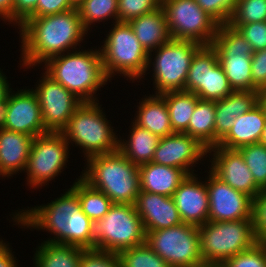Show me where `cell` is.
Listing matches in <instances>:
<instances>
[{
    "label": "cell",
    "instance_id": "obj_1",
    "mask_svg": "<svg viewBox=\"0 0 266 267\" xmlns=\"http://www.w3.org/2000/svg\"><path fill=\"white\" fill-rule=\"evenodd\" d=\"M18 28L22 41L20 63L28 69L77 50L76 46L88 32L82 25L77 7L58 14L29 17Z\"/></svg>",
    "mask_w": 266,
    "mask_h": 267
},
{
    "label": "cell",
    "instance_id": "obj_2",
    "mask_svg": "<svg viewBox=\"0 0 266 267\" xmlns=\"http://www.w3.org/2000/svg\"><path fill=\"white\" fill-rule=\"evenodd\" d=\"M14 214L12 219L21 228L32 227L53 234L54 237L46 240L47 242L91 249L92 220L82 211L78 194L72 188L47 205L35 206Z\"/></svg>",
    "mask_w": 266,
    "mask_h": 267
},
{
    "label": "cell",
    "instance_id": "obj_3",
    "mask_svg": "<svg viewBox=\"0 0 266 267\" xmlns=\"http://www.w3.org/2000/svg\"><path fill=\"white\" fill-rule=\"evenodd\" d=\"M44 68L48 76L83 102H99L95 95L108 82L99 48L66 52L47 60Z\"/></svg>",
    "mask_w": 266,
    "mask_h": 267
},
{
    "label": "cell",
    "instance_id": "obj_4",
    "mask_svg": "<svg viewBox=\"0 0 266 267\" xmlns=\"http://www.w3.org/2000/svg\"><path fill=\"white\" fill-rule=\"evenodd\" d=\"M86 170L80 177L91 187L102 191L113 203L134 205L140 193L139 168L119 150L86 159Z\"/></svg>",
    "mask_w": 266,
    "mask_h": 267
},
{
    "label": "cell",
    "instance_id": "obj_5",
    "mask_svg": "<svg viewBox=\"0 0 266 267\" xmlns=\"http://www.w3.org/2000/svg\"><path fill=\"white\" fill-rule=\"evenodd\" d=\"M112 23L113 27L108 31L102 49L100 48L106 78L110 82L114 75L122 74L132 82L141 80L147 71L149 53L128 22Z\"/></svg>",
    "mask_w": 266,
    "mask_h": 267
},
{
    "label": "cell",
    "instance_id": "obj_6",
    "mask_svg": "<svg viewBox=\"0 0 266 267\" xmlns=\"http://www.w3.org/2000/svg\"><path fill=\"white\" fill-rule=\"evenodd\" d=\"M91 249L119 253L146 242V232L135 205L113 203L108 213L91 222Z\"/></svg>",
    "mask_w": 266,
    "mask_h": 267
},
{
    "label": "cell",
    "instance_id": "obj_7",
    "mask_svg": "<svg viewBox=\"0 0 266 267\" xmlns=\"http://www.w3.org/2000/svg\"><path fill=\"white\" fill-rule=\"evenodd\" d=\"M105 117L98 101L83 102L61 133L69 144L75 143L83 149L86 159L115 152L118 150V134Z\"/></svg>",
    "mask_w": 266,
    "mask_h": 267
},
{
    "label": "cell",
    "instance_id": "obj_8",
    "mask_svg": "<svg viewBox=\"0 0 266 267\" xmlns=\"http://www.w3.org/2000/svg\"><path fill=\"white\" fill-rule=\"evenodd\" d=\"M199 243L203 263L220 267L230 257L251 249L257 243L252 219L208 221L199 226Z\"/></svg>",
    "mask_w": 266,
    "mask_h": 267
},
{
    "label": "cell",
    "instance_id": "obj_9",
    "mask_svg": "<svg viewBox=\"0 0 266 267\" xmlns=\"http://www.w3.org/2000/svg\"><path fill=\"white\" fill-rule=\"evenodd\" d=\"M211 45L233 91H259L251 74L254 51L241 32L229 23L219 24Z\"/></svg>",
    "mask_w": 266,
    "mask_h": 267
},
{
    "label": "cell",
    "instance_id": "obj_10",
    "mask_svg": "<svg viewBox=\"0 0 266 267\" xmlns=\"http://www.w3.org/2000/svg\"><path fill=\"white\" fill-rule=\"evenodd\" d=\"M201 46L194 41L171 38L159 48L149 52L147 71L153 65L155 94L185 90L191 60ZM152 52L155 56L154 62Z\"/></svg>",
    "mask_w": 266,
    "mask_h": 267
},
{
    "label": "cell",
    "instance_id": "obj_11",
    "mask_svg": "<svg viewBox=\"0 0 266 267\" xmlns=\"http://www.w3.org/2000/svg\"><path fill=\"white\" fill-rule=\"evenodd\" d=\"M146 243L171 267L203 264L200 255L199 227L182 223L178 226L149 231Z\"/></svg>",
    "mask_w": 266,
    "mask_h": 267
},
{
    "label": "cell",
    "instance_id": "obj_12",
    "mask_svg": "<svg viewBox=\"0 0 266 267\" xmlns=\"http://www.w3.org/2000/svg\"><path fill=\"white\" fill-rule=\"evenodd\" d=\"M172 39L213 43L218 23L195 0H161Z\"/></svg>",
    "mask_w": 266,
    "mask_h": 267
},
{
    "label": "cell",
    "instance_id": "obj_13",
    "mask_svg": "<svg viewBox=\"0 0 266 267\" xmlns=\"http://www.w3.org/2000/svg\"><path fill=\"white\" fill-rule=\"evenodd\" d=\"M69 143L61 132H48L34 137L25 171L30 188L53 180L63 171L68 161ZM62 170V171H61Z\"/></svg>",
    "mask_w": 266,
    "mask_h": 267
},
{
    "label": "cell",
    "instance_id": "obj_14",
    "mask_svg": "<svg viewBox=\"0 0 266 267\" xmlns=\"http://www.w3.org/2000/svg\"><path fill=\"white\" fill-rule=\"evenodd\" d=\"M185 91L208 101L221 100L233 92L212 45H202L194 54L185 82Z\"/></svg>",
    "mask_w": 266,
    "mask_h": 267
},
{
    "label": "cell",
    "instance_id": "obj_15",
    "mask_svg": "<svg viewBox=\"0 0 266 267\" xmlns=\"http://www.w3.org/2000/svg\"><path fill=\"white\" fill-rule=\"evenodd\" d=\"M43 74L36 89L32 90L38 98L45 129L61 132L83 101L46 73Z\"/></svg>",
    "mask_w": 266,
    "mask_h": 267
},
{
    "label": "cell",
    "instance_id": "obj_16",
    "mask_svg": "<svg viewBox=\"0 0 266 267\" xmlns=\"http://www.w3.org/2000/svg\"><path fill=\"white\" fill-rule=\"evenodd\" d=\"M206 179L209 195L208 221L225 222L252 219L253 199L230 187L218 178L211 170Z\"/></svg>",
    "mask_w": 266,
    "mask_h": 267
},
{
    "label": "cell",
    "instance_id": "obj_17",
    "mask_svg": "<svg viewBox=\"0 0 266 267\" xmlns=\"http://www.w3.org/2000/svg\"><path fill=\"white\" fill-rule=\"evenodd\" d=\"M207 153L208 148L198 139L186 133H173L159 139L152 162L183 169L189 175L194 174L193 167Z\"/></svg>",
    "mask_w": 266,
    "mask_h": 267
},
{
    "label": "cell",
    "instance_id": "obj_18",
    "mask_svg": "<svg viewBox=\"0 0 266 267\" xmlns=\"http://www.w3.org/2000/svg\"><path fill=\"white\" fill-rule=\"evenodd\" d=\"M211 152L210 170L230 187L255 198L262 189L255 183L241 153L219 146L209 148L208 155Z\"/></svg>",
    "mask_w": 266,
    "mask_h": 267
},
{
    "label": "cell",
    "instance_id": "obj_19",
    "mask_svg": "<svg viewBox=\"0 0 266 267\" xmlns=\"http://www.w3.org/2000/svg\"><path fill=\"white\" fill-rule=\"evenodd\" d=\"M14 92V93H13ZM8 94V113L4 129L37 137L48 133L42 120L38 98L32 89Z\"/></svg>",
    "mask_w": 266,
    "mask_h": 267
},
{
    "label": "cell",
    "instance_id": "obj_20",
    "mask_svg": "<svg viewBox=\"0 0 266 267\" xmlns=\"http://www.w3.org/2000/svg\"><path fill=\"white\" fill-rule=\"evenodd\" d=\"M204 182L198 181L195 173L189 174L173 193L172 198L183 223L199 227L208 222L209 195Z\"/></svg>",
    "mask_w": 266,
    "mask_h": 267
},
{
    "label": "cell",
    "instance_id": "obj_21",
    "mask_svg": "<svg viewBox=\"0 0 266 267\" xmlns=\"http://www.w3.org/2000/svg\"><path fill=\"white\" fill-rule=\"evenodd\" d=\"M134 205L146 233L183 223L172 197L140 191Z\"/></svg>",
    "mask_w": 266,
    "mask_h": 267
},
{
    "label": "cell",
    "instance_id": "obj_22",
    "mask_svg": "<svg viewBox=\"0 0 266 267\" xmlns=\"http://www.w3.org/2000/svg\"><path fill=\"white\" fill-rule=\"evenodd\" d=\"M266 124V109L259 101L252 109L236 118L230 131L219 141V147L231 150L260 143Z\"/></svg>",
    "mask_w": 266,
    "mask_h": 267
},
{
    "label": "cell",
    "instance_id": "obj_23",
    "mask_svg": "<svg viewBox=\"0 0 266 267\" xmlns=\"http://www.w3.org/2000/svg\"><path fill=\"white\" fill-rule=\"evenodd\" d=\"M260 91H233L221 100L215 101V146L230 131L240 115L249 112L259 102Z\"/></svg>",
    "mask_w": 266,
    "mask_h": 267
},
{
    "label": "cell",
    "instance_id": "obj_24",
    "mask_svg": "<svg viewBox=\"0 0 266 267\" xmlns=\"http://www.w3.org/2000/svg\"><path fill=\"white\" fill-rule=\"evenodd\" d=\"M34 137L8 129H0V167L9 178L25 171Z\"/></svg>",
    "mask_w": 266,
    "mask_h": 267
},
{
    "label": "cell",
    "instance_id": "obj_25",
    "mask_svg": "<svg viewBox=\"0 0 266 267\" xmlns=\"http://www.w3.org/2000/svg\"><path fill=\"white\" fill-rule=\"evenodd\" d=\"M140 191L172 197L187 173L180 168L145 163L138 166Z\"/></svg>",
    "mask_w": 266,
    "mask_h": 267
},
{
    "label": "cell",
    "instance_id": "obj_26",
    "mask_svg": "<svg viewBox=\"0 0 266 267\" xmlns=\"http://www.w3.org/2000/svg\"><path fill=\"white\" fill-rule=\"evenodd\" d=\"M135 36L149 53L171 39L162 6L129 22Z\"/></svg>",
    "mask_w": 266,
    "mask_h": 267
},
{
    "label": "cell",
    "instance_id": "obj_27",
    "mask_svg": "<svg viewBox=\"0 0 266 267\" xmlns=\"http://www.w3.org/2000/svg\"><path fill=\"white\" fill-rule=\"evenodd\" d=\"M134 122L159 138L173 134L165 99L160 94L147 96L137 105Z\"/></svg>",
    "mask_w": 266,
    "mask_h": 267
},
{
    "label": "cell",
    "instance_id": "obj_28",
    "mask_svg": "<svg viewBox=\"0 0 266 267\" xmlns=\"http://www.w3.org/2000/svg\"><path fill=\"white\" fill-rule=\"evenodd\" d=\"M128 140L119 139L118 150L133 164L139 166L152 162L159 137L140 127L134 121Z\"/></svg>",
    "mask_w": 266,
    "mask_h": 267
},
{
    "label": "cell",
    "instance_id": "obj_29",
    "mask_svg": "<svg viewBox=\"0 0 266 267\" xmlns=\"http://www.w3.org/2000/svg\"><path fill=\"white\" fill-rule=\"evenodd\" d=\"M82 248L43 241L36 248L35 267H80Z\"/></svg>",
    "mask_w": 266,
    "mask_h": 267
},
{
    "label": "cell",
    "instance_id": "obj_30",
    "mask_svg": "<svg viewBox=\"0 0 266 267\" xmlns=\"http://www.w3.org/2000/svg\"><path fill=\"white\" fill-rule=\"evenodd\" d=\"M166 101L170 123L174 133H186L197 102L200 100L194 93L179 90L160 94Z\"/></svg>",
    "mask_w": 266,
    "mask_h": 267
},
{
    "label": "cell",
    "instance_id": "obj_31",
    "mask_svg": "<svg viewBox=\"0 0 266 267\" xmlns=\"http://www.w3.org/2000/svg\"><path fill=\"white\" fill-rule=\"evenodd\" d=\"M215 101L199 100L188 123L187 134L208 149L215 146Z\"/></svg>",
    "mask_w": 266,
    "mask_h": 267
},
{
    "label": "cell",
    "instance_id": "obj_32",
    "mask_svg": "<svg viewBox=\"0 0 266 267\" xmlns=\"http://www.w3.org/2000/svg\"><path fill=\"white\" fill-rule=\"evenodd\" d=\"M76 181L71 188L78 194L82 211L92 221L102 219L113 205L112 200L102 191L91 187L80 176Z\"/></svg>",
    "mask_w": 266,
    "mask_h": 267
},
{
    "label": "cell",
    "instance_id": "obj_33",
    "mask_svg": "<svg viewBox=\"0 0 266 267\" xmlns=\"http://www.w3.org/2000/svg\"><path fill=\"white\" fill-rule=\"evenodd\" d=\"M77 9L87 31L95 22H105L108 19L118 22V0H83Z\"/></svg>",
    "mask_w": 266,
    "mask_h": 267
},
{
    "label": "cell",
    "instance_id": "obj_34",
    "mask_svg": "<svg viewBox=\"0 0 266 267\" xmlns=\"http://www.w3.org/2000/svg\"><path fill=\"white\" fill-rule=\"evenodd\" d=\"M118 257L122 267H171L146 242L119 252Z\"/></svg>",
    "mask_w": 266,
    "mask_h": 267
},
{
    "label": "cell",
    "instance_id": "obj_35",
    "mask_svg": "<svg viewBox=\"0 0 266 267\" xmlns=\"http://www.w3.org/2000/svg\"><path fill=\"white\" fill-rule=\"evenodd\" d=\"M252 173L255 183L266 189V145L256 143L238 149Z\"/></svg>",
    "mask_w": 266,
    "mask_h": 267
},
{
    "label": "cell",
    "instance_id": "obj_36",
    "mask_svg": "<svg viewBox=\"0 0 266 267\" xmlns=\"http://www.w3.org/2000/svg\"><path fill=\"white\" fill-rule=\"evenodd\" d=\"M266 21V0H237L229 23Z\"/></svg>",
    "mask_w": 266,
    "mask_h": 267
},
{
    "label": "cell",
    "instance_id": "obj_37",
    "mask_svg": "<svg viewBox=\"0 0 266 267\" xmlns=\"http://www.w3.org/2000/svg\"><path fill=\"white\" fill-rule=\"evenodd\" d=\"M161 6V0H118V21L130 22Z\"/></svg>",
    "mask_w": 266,
    "mask_h": 267
},
{
    "label": "cell",
    "instance_id": "obj_38",
    "mask_svg": "<svg viewBox=\"0 0 266 267\" xmlns=\"http://www.w3.org/2000/svg\"><path fill=\"white\" fill-rule=\"evenodd\" d=\"M220 267H266V244L257 242L251 249L230 257Z\"/></svg>",
    "mask_w": 266,
    "mask_h": 267
},
{
    "label": "cell",
    "instance_id": "obj_39",
    "mask_svg": "<svg viewBox=\"0 0 266 267\" xmlns=\"http://www.w3.org/2000/svg\"><path fill=\"white\" fill-rule=\"evenodd\" d=\"M218 24L229 23L237 0H195Z\"/></svg>",
    "mask_w": 266,
    "mask_h": 267
},
{
    "label": "cell",
    "instance_id": "obj_40",
    "mask_svg": "<svg viewBox=\"0 0 266 267\" xmlns=\"http://www.w3.org/2000/svg\"><path fill=\"white\" fill-rule=\"evenodd\" d=\"M80 267H122L118 254L98 249H82Z\"/></svg>",
    "mask_w": 266,
    "mask_h": 267
},
{
    "label": "cell",
    "instance_id": "obj_41",
    "mask_svg": "<svg viewBox=\"0 0 266 267\" xmlns=\"http://www.w3.org/2000/svg\"><path fill=\"white\" fill-rule=\"evenodd\" d=\"M251 44L253 51L266 49V21L254 23H229Z\"/></svg>",
    "mask_w": 266,
    "mask_h": 267
},
{
    "label": "cell",
    "instance_id": "obj_42",
    "mask_svg": "<svg viewBox=\"0 0 266 267\" xmlns=\"http://www.w3.org/2000/svg\"><path fill=\"white\" fill-rule=\"evenodd\" d=\"M252 223L257 242L266 241V189H262L252 201Z\"/></svg>",
    "mask_w": 266,
    "mask_h": 267
},
{
    "label": "cell",
    "instance_id": "obj_43",
    "mask_svg": "<svg viewBox=\"0 0 266 267\" xmlns=\"http://www.w3.org/2000/svg\"><path fill=\"white\" fill-rule=\"evenodd\" d=\"M251 74L255 87L266 88V49L255 51L251 58Z\"/></svg>",
    "mask_w": 266,
    "mask_h": 267
},
{
    "label": "cell",
    "instance_id": "obj_44",
    "mask_svg": "<svg viewBox=\"0 0 266 267\" xmlns=\"http://www.w3.org/2000/svg\"><path fill=\"white\" fill-rule=\"evenodd\" d=\"M75 8L69 0H38L37 7L30 17L58 14Z\"/></svg>",
    "mask_w": 266,
    "mask_h": 267
},
{
    "label": "cell",
    "instance_id": "obj_45",
    "mask_svg": "<svg viewBox=\"0 0 266 267\" xmlns=\"http://www.w3.org/2000/svg\"><path fill=\"white\" fill-rule=\"evenodd\" d=\"M38 0H14L13 24L21 26L35 11Z\"/></svg>",
    "mask_w": 266,
    "mask_h": 267
},
{
    "label": "cell",
    "instance_id": "obj_46",
    "mask_svg": "<svg viewBox=\"0 0 266 267\" xmlns=\"http://www.w3.org/2000/svg\"><path fill=\"white\" fill-rule=\"evenodd\" d=\"M9 243L0 241V267H18Z\"/></svg>",
    "mask_w": 266,
    "mask_h": 267
},
{
    "label": "cell",
    "instance_id": "obj_47",
    "mask_svg": "<svg viewBox=\"0 0 266 267\" xmlns=\"http://www.w3.org/2000/svg\"><path fill=\"white\" fill-rule=\"evenodd\" d=\"M14 0H0V18L10 24L13 23Z\"/></svg>",
    "mask_w": 266,
    "mask_h": 267
},
{
    "label": "cell",
    "instance_id": "obj_48",
    "mask_svg": "<svg viewBox=\"0 0 266 267\" xmlns=\"http://www.w3.org/2000/svg\"><path fill=\"white\" fill-rule=\"evenodd\" d=\"M10 85L6 75L0 69V102L8 97L10 90H12Z\"/></svg>",
    "mask_w": 266,
    "mask_h": 267
},
{
    "label": "cell",
    "instance_id": "obj_49",
    "mask_svg": "<svg viewBox=\"0 0 266 267\" xmlns=\"http://www.w3.org/2000/svg\"><path fill=\"white\" fill-rule=\"evenodd\" d=\"M8 113V97L0 102V129L5 128Z\"/></svg>",
    "mask_w": 266,
    "mask_h": 267
},
{
    "label": "cell",
    "instance_id": "obj_50",
    "mask_svg": "<svg viewBox=\"0 0 266 267\" xmlns=\"http://www.w3.org/2000/svg\"><path fill=\"white\" fill-rule=\"evenodd\" d=\"M259 101L264 105L266 109V88L259 92Z\"/></svg>",
    "mask_w": 266,
    "mask_h": 267
},
{
    "label": "cell",
    "instance_id": "obj_51",
    "mask_svg": "<svg viewBox=\"0 0 266 267\" xmlns=\"http://www.w3.org/2000/svg\"><path fill=\"white\" fill-rule=\"evenodd\" d=\"M260 143L266 145V124H265V128H264L263 135H262Z\"/></svg>",
    "mask_w": 266,
    "mask_h": 267
},
{
    "label": "cell",
    "instance_id": "obj_52",
    "mask_svg": "<svg viewBox=\"0 0 266 267\" xmlns=\"http://www.w3.org/2000/svg\"><path fill=\"white\" fill-rule=\"evenodd\" d=\"M69 1L74 7H77L83 0H69Z\"/></svg>",
    "mask_w": 266,
    "mask_h": 267
},
{
    "label": "cell",
    "instance_id": "obj_53",
    "mask_svg": "<svg viewBox=\"0 0 266 267\" xmlns=\"http://www.w3.org/2000/svg\"><path fill=\"white\" fill-rule=\"evenodd\" d=\"M193 267H214L213 265H210V264H200V265H197V266H193Z\"/></svg>",
    "mask_w": 266,
    "mask_h": 267
},
{
    "label": "cell",
    "instance_id": "obj_54",
    "mask_svg": "<svg viewBox=\"0 0 266 267\" xmlns=\"http://www.w3.org/2000/svg\"><path fill=\"white\" fill-rule=\"evenodd\" d=\"M0 176H1V177H7V176L2 172L1 167H0Z\"/></svg>",
    "mask_w": 266,
    "mask_h": 267
}]
</instances>
